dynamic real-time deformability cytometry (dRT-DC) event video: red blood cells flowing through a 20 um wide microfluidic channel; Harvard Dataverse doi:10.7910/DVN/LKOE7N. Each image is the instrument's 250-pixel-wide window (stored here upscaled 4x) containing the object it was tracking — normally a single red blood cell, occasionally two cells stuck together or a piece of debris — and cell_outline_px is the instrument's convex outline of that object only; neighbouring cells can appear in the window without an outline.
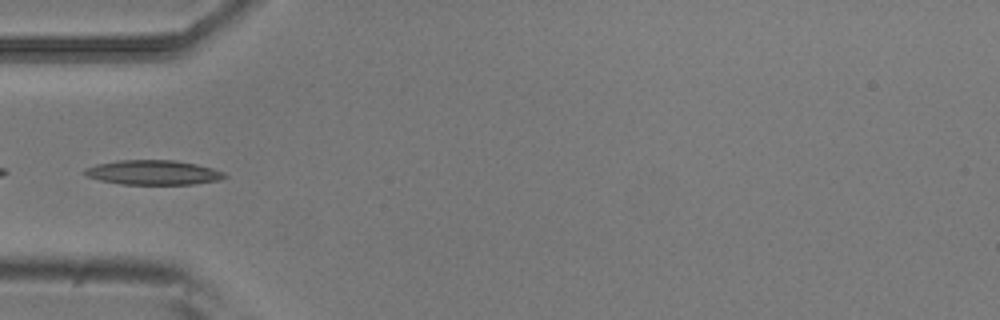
{"species": "common noctule bat (a hibernating species)", "species_latin": "Nyctalus noctula", "temperature_condition": "room temperature", "stored_images_in_passage": 6, "camera_frame_rate_fps": 3000, "um_per_image_px": 0.085, "animal": {"sex": "male", "body_mass_g": 20.5, "forearm_length_mm": 52.5}, "frame": {"image": 1, "passage_image": 5, "time_ms": 1.333, "image_size_px": [1000, 320], "cell_outline_px": [[228, 176], [220, 180], [192, 184], [120, 184], [100, 180], [88, 176], [84, 172], [84, 168], [96, 164], [116, 160], [176, 160], [196, 164], [212, 168], [224, 172]], "centroid_in_image_um": [13.03, 14.65], "position_along_channel_um": 72.0, "area_um2": 20.06}}
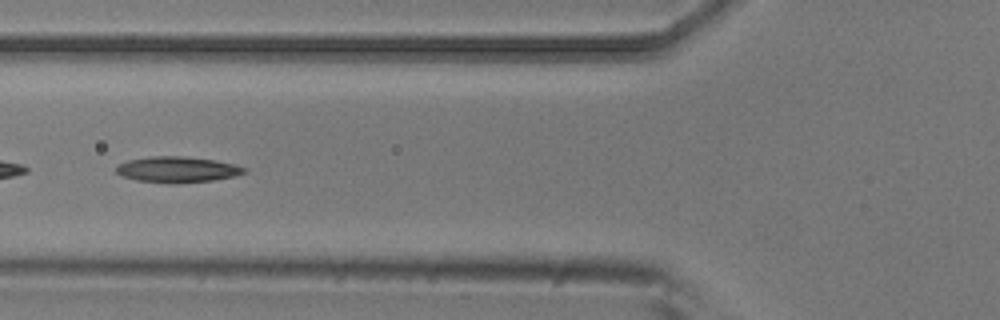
{"frame": {"image": 2, "passage_image": 6, "time_ms": 1.667, "image_size_px": [1000, 320], "cell_outline_px": [[248, 168], [244, 172], [232, 176], [212, 180], [168, 184], [136, 180], [120, 176], [116, 172], [116, 164], [128, 160], [152, 156], [184, 156], [216, 160], [236, 164]], "centroid_in_image_um": [15.02, 14.4], "position_along_channel_um": 110.8, "area_um2": 19.42}}